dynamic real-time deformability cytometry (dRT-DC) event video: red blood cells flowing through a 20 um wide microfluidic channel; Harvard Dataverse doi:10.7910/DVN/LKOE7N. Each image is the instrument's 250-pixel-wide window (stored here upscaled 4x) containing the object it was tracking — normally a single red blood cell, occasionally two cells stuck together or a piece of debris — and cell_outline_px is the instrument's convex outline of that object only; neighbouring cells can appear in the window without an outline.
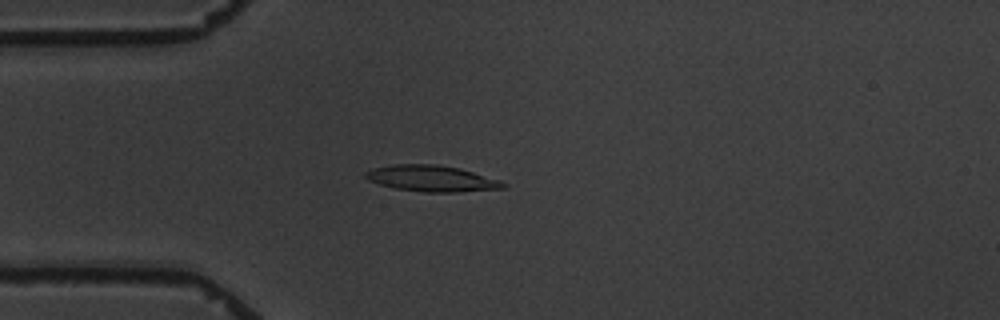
{"species": "common noctule bat (a hibernating species)", "species_latin": "Nyctalus noctula", "temperature_condition": "warm", "stored_images_in_passage": 11, "camera_frame_rate_fps": 3000, "um_per_image_px": 0.085, "animal": {"sex": "male", "body_mass_g": 19.5, "forearm_length_mm": 54.6}, "frame": {"image": 1, "passage_image": 4, "time_ms": 4.333, "image_size_px": [1000, 320], "cell_outline_px": [[508, 184], [504, 188], [456, 192], [420, 192], [396, 188], [380, 184], [368, 180], [364, 176], [364, 172], [372, 168], [392, 164], [436, 164], [460, 168], [500, 180]], "centroid_in_image_um": [36.67, 15.16], "position_along_channel_um": 48.3, "area_um2": 21.04}}
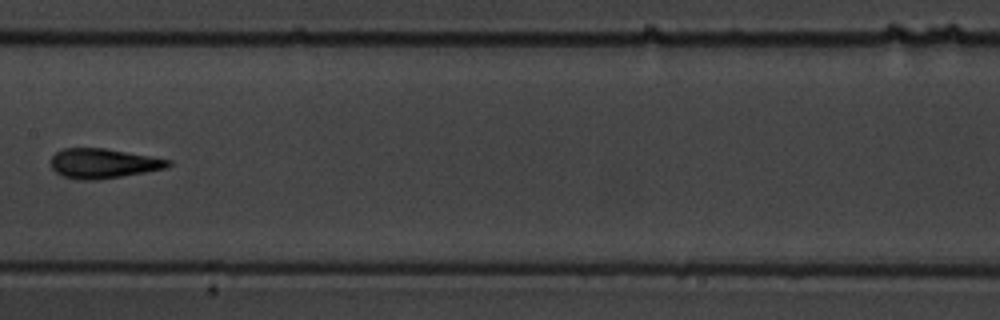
{"frame": {"image": 2, "passage_image": 8, "time_ms": 9.0, "image_size_px": [1000, 320], "cell_outline_px": [[172, 164], [168, 168], [96, 180], [76, 180], [64, 176], [56, 172], [52, 168], [52, 156], [56, 152], [64, 148], [104, 148], [152, 156], [172, 160]], "centroid_in_image_um": [8.8, 13.89], "position_along_channel_um": 198.6, "area_um2": 20.29}}
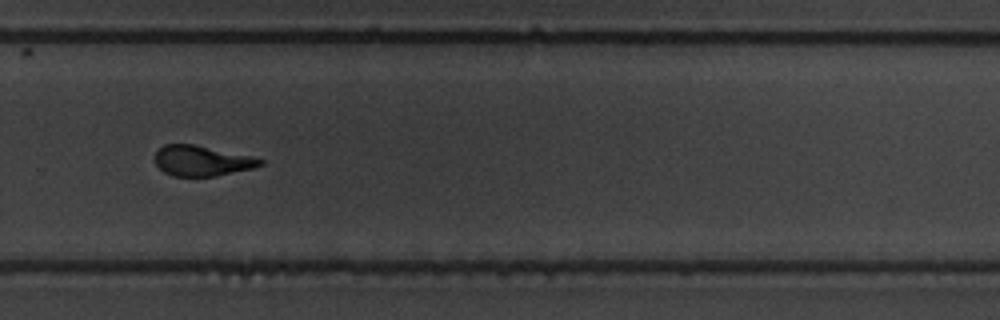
{"frame": {"image": 3, "passage_image": 11, "time_ms": 12.333, "image_size_px": [1000, 320], "cell_outline_px": [[264, 164], [252, 168], [216, 176], [172, 176], [164, 172], [156, 164], [156, 152], [164, 144], [192, 144], [252, 156], [264, 160]], "centroid_in_image_um": [17.16, 13.67], "position_along_channel_um": 312.6, "area_um2": 18.44}}